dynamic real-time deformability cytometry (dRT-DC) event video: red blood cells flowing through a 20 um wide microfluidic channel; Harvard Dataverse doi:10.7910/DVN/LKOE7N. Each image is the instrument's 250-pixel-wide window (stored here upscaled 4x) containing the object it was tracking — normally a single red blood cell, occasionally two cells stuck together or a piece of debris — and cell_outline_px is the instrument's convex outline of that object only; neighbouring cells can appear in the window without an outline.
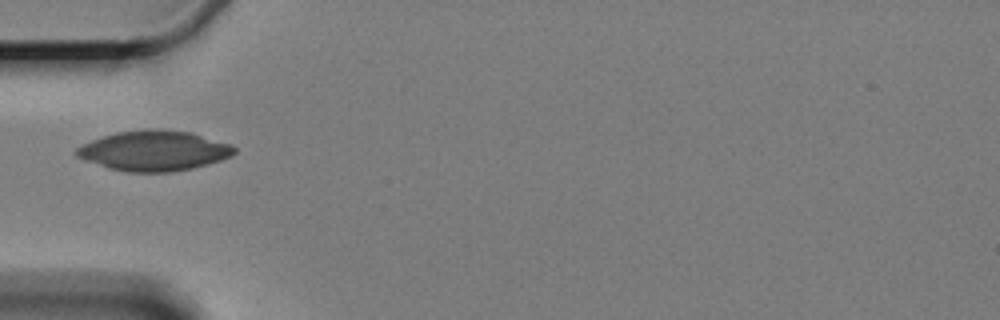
{"species": "Egyptian fruit bat (a non-hibernating species)", "species_latin": "Rousettus aegyptiacus", "temperature_condition": "cold", "stored_images_in_passage": 7, "camera_frame_rate_fps": 3000, "um_per_image_px": 0.085, "animal": {"sex": "female"}, "frame": {"image": 1, "passage_image": 6, "time_ms": 5.667, "image_size_px": [1000, 320], "cell_outline_px": [[236, 152], [232, 156], [220, 160], [192, 168], [168, 172], [128, 172], [108, 168], [84, 160], [76, 156], [76, 148], [92, 140], [116, 132], [144, 128], [160, 128], [192, 132], [232, 144], [236, 148]], "centroid_in_image_um": [13.11, 12.79], "position_along_channel_um": 71.9, "area_um2": 37.17}}
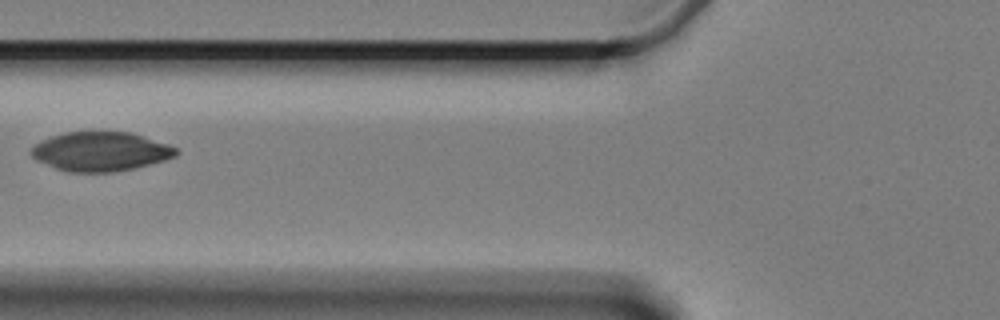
{"frame": {"image": 2, "passage_image": 7, "time_ms": 7.0, "image_size_px": [1000, 320], "cell_outline_px": [[180, 152], [176, 156], [164, 160], [132, 168], [108, 172], [72, 172], [56, 168], [36, 160], [28, 152], [40, 140], [64, 132], [128, 132], [168, 144], [176, 148]], "centroid_in_image_um": [8.52, 12.87], "position_along_channel_um": 117.3, "area_um2": 32.71}}